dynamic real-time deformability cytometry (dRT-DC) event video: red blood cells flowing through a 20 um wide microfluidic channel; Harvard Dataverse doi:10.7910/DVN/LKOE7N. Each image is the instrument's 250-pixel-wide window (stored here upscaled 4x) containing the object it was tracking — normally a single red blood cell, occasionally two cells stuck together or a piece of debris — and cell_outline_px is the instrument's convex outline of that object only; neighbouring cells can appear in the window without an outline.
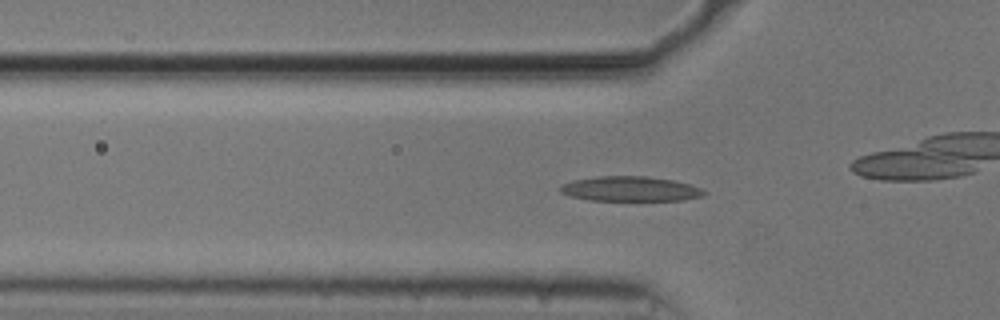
{"species": "common noctule bat (a hibernating species)", "species_latin": "Nyctalus noctula", "temperature_condition": "cold", "stored_images_in_passage": 54, "camera_frame_rate_fps": 3000, "um_per_image_px": 0.085, "animal": {"sex": "male", "body_mass_g": 20.5, "forearm_length_mm": 52.5}, "frame": {"image": 1, "passage_image": 17, "time_ms": 5.333, "image_size_px": [1000, 320], "cell_outline_px": [[708, 192], [704, 196], [684, 200], [588, 200], [572, 196], [560, 192], [560, 188], [564, 184], [572, 180], [596, 176], [644, 176], [672, 180], [688, 184], [700, 188]], "centroid_in_image_um": [53.59, 16.05], "position_along_channel_um": 72.2, "area_um2": 20.69}}
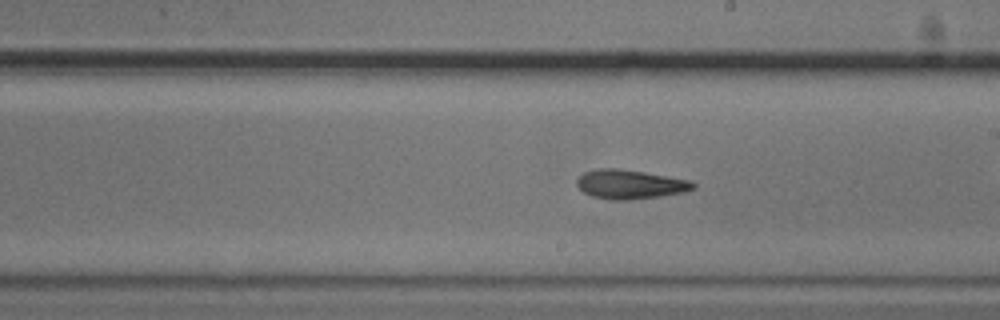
{"frame": {"image": 2, "passage_image": 30, "time_ms": 9.667, "image_size_px": [1000, 320], "cell_outline_px": [[696, 188], [684, 192], [660, 196], [632, 200], [608, 200], [592, 196], [584, 192], [576, 184], [576, 180], [584, 172], [600, 168], [616, 168], [644, 172], [692, 180], [696, 184]], "centroid_in_image_um": [53.58, 15.67], "position_along_channel_um": 235.4, "area_um2": 19.88}}
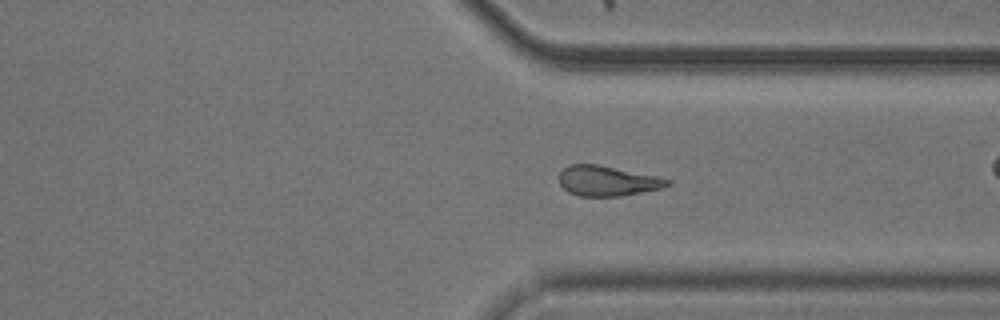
{"frame": {"image": 3, "passage_image": 40, "time_ms": 13.0, "image_size_px": [1000, 320], "cell_outline_px": [[672, 184], [664, 188], [620, 196], [580, 196], [568, 192], [560, 184], [560, 172], [568, 164], [596, 164], [660, 176], [672, 180]], "centroid_in_image_um": [51.69, 15.37], "position_along_channel_um": 359.7, "area_um2": 19.19}, "authors_computed_cell_mechanics": {"area_um2": 19.7676, "velocity_mm_per_s": 3.7375, "shape_relaxation_time_tau1_ms": 5.1754, "shape_relaxation_time_tau2_ms": null, "deformation_change_tau1": 0.1614, "deformation_change_tau2": null}}